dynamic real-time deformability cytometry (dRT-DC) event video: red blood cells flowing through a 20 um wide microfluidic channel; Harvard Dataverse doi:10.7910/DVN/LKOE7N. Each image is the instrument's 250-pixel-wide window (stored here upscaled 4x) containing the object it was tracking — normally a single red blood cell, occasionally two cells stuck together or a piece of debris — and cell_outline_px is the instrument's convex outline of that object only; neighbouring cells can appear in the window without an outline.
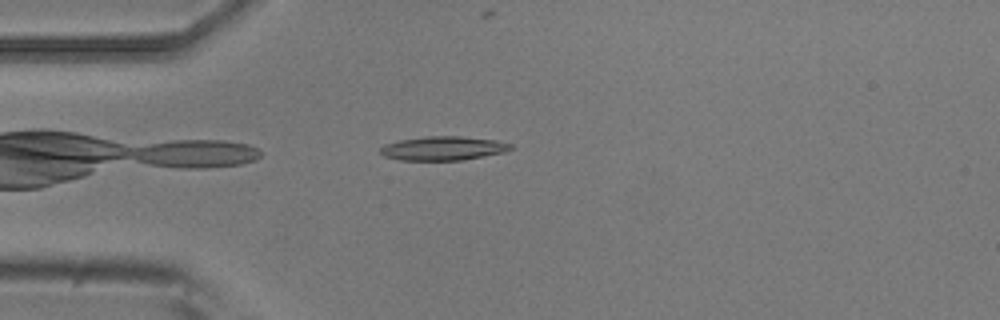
{"species": "common noctule bat (a hibernating species)", "species_latin": "Nyctalus noctula", "temperature_condition": "room temperature", "stored_images_in_passage": 32, "camera_frame_rate_fps": 3000, "um_per_image_px": 0.085, "animal": {"sex": "male", "body_mass_g": 20.5, "forearm_length_mm": 52.5}, "frame": {"image": 1, "passage_image": 2, "time_ms": 0.333, "image_size_px": [1000, 320], "cell_outline_px": [[512, 148], [504, 152], [460, 160], [400, 160], [384, 156], [380, 152], [380, 148], [384, 144], [400, 140], [428, 136], [460, 136], [496, 140], [512, 144]], "centroid_in_image_um": [37.65, 12.6], "position_along_channel_um": 47.4, "area_um2": 18.03}}
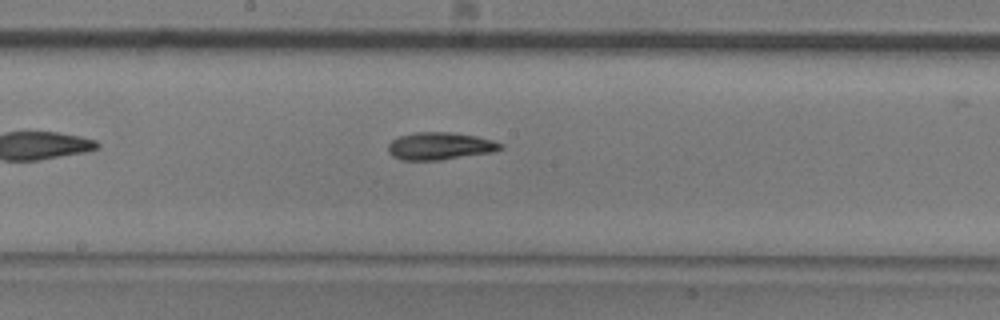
{"frame": {"image": 2, "passage_image": 16, "time_ms": 5.0, "image_size_px": [1000, 320], "cell_outline_px": [[504, 148], [492, 152], [440, 160], [400, 160], [392, 156], [388, 152], [388, 144], [392, 140], [400, 136], [416, 132], [452, 132], [476, 136], [492, 140], [504, 144]], "centroid_in_image_um": [37.39, 12.41], "position_along_channel_um": 210.8, "area_um2": 18.03}}
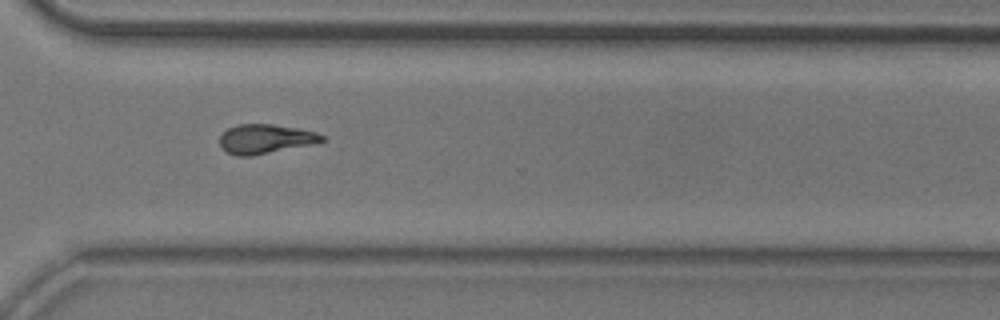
{"frame": {"image": 3, "passage_image": 27, "time_ms": 8.667, "image_size_px": [1000, 320], "cell_outline_px": [[328, 140], [312, 144], [252, 156], [236, 156], [228, 152], [220, 144], [220, 136], [228, 128], [236, 124], [272, 124], [296, 128], [316, 132], [324, 136]], "centroid_in_image_um": [22.57, 11.8], "position_along_channel_um": 348.0, "area_um2": 17.4}}